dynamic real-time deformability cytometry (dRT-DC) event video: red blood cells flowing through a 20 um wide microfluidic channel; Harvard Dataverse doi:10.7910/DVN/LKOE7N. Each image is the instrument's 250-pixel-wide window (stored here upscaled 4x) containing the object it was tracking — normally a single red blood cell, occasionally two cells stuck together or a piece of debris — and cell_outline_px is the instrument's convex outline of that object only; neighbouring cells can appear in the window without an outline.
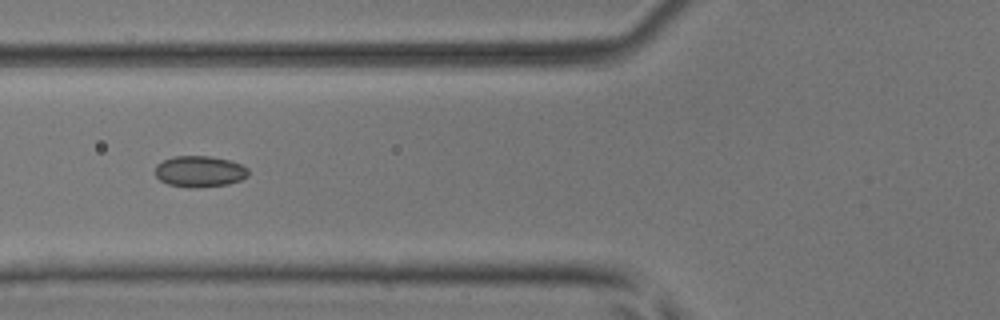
{"species": "common noctule bat (a hibernating species)", "species_latin": "Nyctalus noctula", "temperature_condition": "room temperature", "stored_images_in_passage": 6, "camera_frame_rate_fps": 3000, "um_per_image_px": 0.085, "animal": {"sex": "male", "body_mass_g": 17.9, "forearm_length_mm": 54.2}, "frame": {"image": 1, "passage_image": 5, "time_ms": 1.333, "image_size_px": [1000, 320], "cell_outline_px": [[248, 176], [240, 180], [228, 184], [196, 188], [188, 188], [168, 184], [160, 180], [156, 176], [156, 164], [172, 156], [208, 156], [228, 160], [240, 164], [248, 168]], "centroid_in_image_um": [16.96, 14.58], "position_along_channel_um": 108.8, "area_um2": 16.94}}
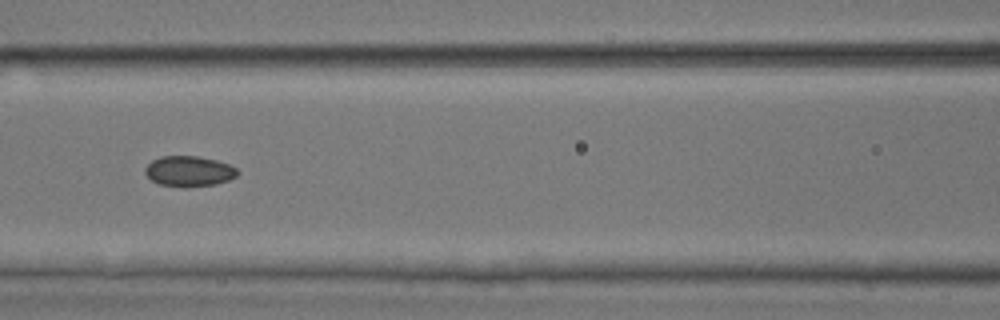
{"frame": {"image": 2, "passage_image": 6, "time_ms": 1.667, "image_size_px": [1000, 320], "cell_outline_px": [[240, 172], [236, 176], [228, 180], [216, 184], [184, 188], [160, 184], [152, 180], [144, 172], [144, 168], [152, 160], [160, 156], [196, 156], [216, 160], [228, 164], [236, 168]], "centroid_in_image_um": [16.06, 14.56], "position_along_channel_um": 150.5, "area_um2": 16.47}}